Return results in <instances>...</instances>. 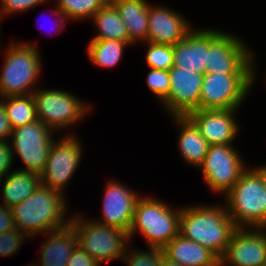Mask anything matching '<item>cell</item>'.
Masks as SVG:
<instances>
[{"label":"cell","mask_w":266,"mask_h":266,"mask_svg":"<svg viewBox=\"0 0 266 266\" xmlns=\"http://www.w3.org/2000/svg\"><path fill=\"white\" fill-rule=\"evenodd\" d=\"M170 92L161 104L166 115L187 116L200 109V90L204 82V74L172 66L169 69Z\"/></svg>","instance_id":"cell-14"},{"label":"cell","mask_w":266,"mask_h":266,"mask_svg":"<svg viewBox=\"0 0 266 266\" xmlns=\"http://www.w3.org/2000/svg\"><path fill=\"white\" fill-rule=\"evenodd\" d=\"M71 216L70 225L76 232L78 246L100 266L113 260H122L127 247L131 244L128 232L87 219L83 212L80 214V210Z\"/></svg>","instance_id":"cell-8"},{"label":"cell","mask_w":266,"mask_h":266,"mask_svg":"<svg viewBox=\"0 0 266 266\" xmlns=\"http://www.w3.org/2000/svg\"><path fill=\"white\" fill-rule=\"evenodd\" d=\"M209 28L196 26L173 45V66L205 74L208 63Z\"/></svg>","instance_id":"cell-18"},{"label":"cell","mask_w":266,"mask_h":266,"mask_svg":"<svg viewBox=\"0 0 266 266\" xmlns=\"http://www.w3.org/2000/svg\"><path fill=\"white\" fill-rule=\"evenodd\" d=\"M2 19H3V18H2V16H1V12H0V34H1V30H2V27H1V26H2V23H3ZM2 44H3V43H1V35H0V46H2Z\"/></svg>","instance_id":"cell-40"},{"label":"cell","mask_w":266,"mask_h":266,"mask_svg":"<svg viewBox=\"0 0 266 266\" xmlns=\"http://www.w3.org/2000/svg\"><path fill=\"white\" fill-rule=\"evenodd\" d=\"M40 184V174L14 168L0 180V203L10 209L28 198Z\"/></svg>","instance_id":"cell-23"},{"label":"cell","mask_w":266,"mask_h":266,"mask_svg":"<svg viewBox=\"0 0 266 266\" xmlns=\"http://www.w3.org/2000/svg\"><path fill=\"white\" fill-rule=\"evenodd\" d=\"M14 161L10 141H0V180L14 169Z\"/></svg>","instance_id":"cell-33"},{"label":"cell","mask_w":266,"mask_h":266,"mask_svg":"<svg viewBox=\"0 0 266 266\" xmlns=\"http://www.w3.org/2000/svg\"><path fill=\"white\" fill-rule=\"evenodd\" d=\"M29 237L19 229H11L0 234V257H11L20 250ZM19 249V250H18Z\"/></svg>","instance_id":"cell-31"},{"label":"cell","mask_w":266,"mask_h":266,"mask_svg":"<svg viewBox=\"0 0 266 266\" xmlns=\"http://www.w3.org/2000/svg\"><path fill=\"white\" fill-rule=\"evenodd\" d=\"M113 179L105 183L102 197L101 215L92 220L105 226L117 227L126 232L129 231L136 204L141 193L128 187L126 184Z\"/></svg>","instance_id":"cell-13"},{"label":"cell","mask_w":266,"mask_h":266,"mask_svg":"<svg viewBox=\"0 0 266 266\" xmlns=\"http://www.w3.org/2000/svg\"><path fill=\"white\" fill-rule=\"evenodd\" d=\"M234 32L209 28L206 72L228 75H256V53L245 38ZM248 43V44H247Z\"/></svg>","instance_id":"cell-7"},{"label":"cell","mask_w":266,"mask_h":266,"mask_svg":"<svg viewBox=\"0 0 266 266\" xmlns=\"http://www.w3.org/2000/svg\"><path fill=\"white\" fill-rule=\"evenodd\" d=\"M149 70L146 75V85L151 91L150 93L155 96L158 104H162L169 95L170 92V75L167 70L152 69Z\"/></svg>","instance_id":"cell-30"},{"label":"cell","mask_w":266,"mask_h":266,"mask_svg":"<svg viewBox=\"0 0 266 266\" xmlns=\"http://www.w3.org/2000/svg\"><path fill=\"white\" fill-rule=\"evenodd\" d=\"M26 266H34V263L31 261V263H28Z\"/></svg>","instance_id":"cell-41"},{"label":"cell","mask_w":266,"mask_h":266,"mask_svg":"<svg viewBox=\"0 0 266 266\" xmlns=\"http://www.w3.org/2000/svg\"><path fill=\"white\" fill-rule=\"evenodd\" d=\"M53 6L55 9L50 8V10H51V13H53L54 16H56L55 20L52 21V22H54V26H55V28L54 27L53 28L56 29V30H54V34H59L61 32H64V29H65L67 23L69 24L70 21L67 19L65 14L56 5H53ZM48 35H49V33H48Z\"/></svg>","instance_id":"cell-37"},{"label":"cell","mask_w":266,"mask_h":266,"mask_svg":"<svg viewBox=\"0 0 266 266\" xmlns=\"http://www.w3.org/2000/svg\"><path fill=\"white\" fill-rule=\"evenodd\" d=\"M66 266H100L85 250L77 246Z\"/></svg>","instance_id":"cell-34"},{"label":"cell","mask_w":266,"mask_h":266,"mask_svg":"<svg viewBox=\"0 0 266 266\" xmlns=\"http://www.w3.org/2000/svg\"><path fill=\"white\" fill-rule=\"evenodd\" d=\"M240 109H199L187 115L201 135L212 145H230L240 136L237 116ZM239 121V123H238ZM239 135V136H238Z\"/></svg>","instance_id":"cell-16"},{"label":"cell","mask_w":266,"mask_h":266,"mask_svg":"<svg viewBox=\"0 0 266 266\" xmlns=\"http://www.w3.org/2000/svg\"><path fill=\"white\" fill-rule=\"evenodd\" d=\"M245 161L233 144L212 145L198 169L209 191L224 197L249 167Z\"/></svg>","instance_id":"cell-11"},{"label":"cell","mask_w":266,"mask_h":266,"mask_svg":"<svg viewBox=\"0 0 266 266\" xmlns=\"http://www.w3.org/2000/svg\"><path fill=\"white\" fill-rule=\"evenodd\" d=\"M11 229H16L11 209L0 203V234Z\"/></svg>","instance_id":"cell-35"},{"label":"cell","mask_w":266,"mask_h":266,"mask_svg":"<svg viewBox=\"0 0 266 266\" xmlns=\"http://www.w3.org/2000/svg\"><path fill=\"white\" fill-rule=\"evenodd\" d=\"M185 17V18H184ZM186 16L166 4L149 5L146 42L173 46L195 27Z\"/></svg>","instance_id":"cell-17"},{"label":"cell","mask_w":266,"mask_h":266,"mask_svg":"<svg viewBox=\"0 0 266 266\" xmlns=\"http://www.w3.org/2000/svg\"><path fill=\"white\" fill-rule=\"evenodd\" d=\"M17 40L11 39L6 47L0 46L1 52L5 49L0 70V98L32 94L43 72L39 45Z\"/></svg>","instance_id":"cell-3"},{"label":"cell","mask_w":266,"mask_h":266,"mask_svg":"<svg viewBox=\"0 0 266 266\" xmlns=\"http://www.w3.org/2000/svg\"><path fill=\"white\" fill-rule=\"evenodd\" d=\"M179 132L177 135V148L181 160L196 169L203 163L210 144L201 135L198 128L187 116L169 117Z\"/></svg>","instance_id":"cell-20"},{"label":"cell","mask_w":266,"mask_h":266,"mask_svg":"<svg viewBox=\"0 0 266 266\" xmlns=\"http://www.w3.org/2000/svg\"><path fill=\"white\" fill-rule=\"evenodd\" d=\"M220 266H266V228H237Z\"/></svg>","instance_id":"cell-15"},{"label":"cell","mask_w":266,"mask_h":266,"mask_svg":"<svg viewBox=\"0 0 266 266\" xmlns=\"http://www.w3.org/2000/svg\"><path fill=\"white\" fill-rule=\"evenodd\" d=\"M118 11L121 19L127 27L129 43L146 42L148 39V0H109Z\"/></svg>","instance_id":"cell-22"},{"label":"cell","mask_w":266,"mask_h":266,"mask_svg":"<svg viewBox=\"0 0 266 266\" xmlns=\"http://www.w3.org/2000/svg\"><path fill=\"white\" fill-rule=\"evenodd\" d=\"M254 168L261 174L262 180L266 188V164H263L261 166L254 165Z\"/></svg>","instance_id":"cell-38"},{"label":"cell","mask_w":266,"mask_h":266,"mask_svg":"<svg viewBox=\"0 0 266 266\" xmlns=\"http://www.w3.org/2000/svg\"><path fill=\"white\" fill-rule=\"evenodd\" d=\"M162 251L168 259L183 266H220V259L213 252L181 234L173 238Z\"/></svg>","instance_id":"cell-21"},{"label":"cell","mask_w":266,"mask_h":266,"mask_svg":"<svg viewBox=\"0 0 266 266\" xmlns=\"http://www.w3.org/2000/svg\"><path fill=\"white\" fill-rule=\"evenodd\" d=\"M77 134L58 135L60 137L54 140L40 173L41 185L67 194L65 188L69 186V180L75 177L83 160V145Z\"/></svg>","instance_id":"cell-10"},{"label":"cell","mask_w":266,"mask_h":266,"mask_svg":"<svg viewBox=\"0 0 266 266\" xmlns=\"http://www.w3.org/2000/svg\"><path fill=\"white\" fill-rule=\"evenodd\" d=\"M162 259V249L150 247L147 250H142L139 247L136 249L131 243L121 261L126 266H162Z\"/></svg>","instance_id":"cell-29"},{"label":"cell","mask_w":266,"mask_h":266,"mask_svg":"<svg viewBox=\"0 0 266 266\" xmlns=\"http://www.w3.org/2000/svg\"><path fill=\"white\" fill-rule=\"evenodd\" d=\"M12 129L37 121L32 94L0 98Z\"/></svg>","instance_id":"cell-26"},{"label":"cell","mask_w":266,"mask_h":266,"mask_svg":"<svg viewBox=\"0 0 266 266\" xmlns=\"http://www.w3.org/2000/svg\"><path fill=\"white\" fill-rule=\"evenodd\" d=\"M66 198L65 193L40 184L28 198L10 208L16 228L36 239L39 234L68 226L72 216Z\"/></svg>","instance_id":"cell-2"},{"label":"cell","mask_w":266,"mask_h":266,"mask_svg":"<svg viewBox=\"0 0 266 266\" xmlns=\"http://www.w3.org/2000/svg\"><path fill=\"white\" fill-rule=\"evenodd\" d=\"M48 1L50 2V0H0L1 16L4 18L11 14L25 13L48 3Z\"/></svg>","instance_id":"cell-32"},{"label":"cell","mask_w":266,"mask_h":266,"mask_svg":"<svg viewBox=\"0 0 266 266\" xmlns=\"http://www.w3.org/2000/svg\"><path fill=\"white\" fill-rule=\"evenodd\" d=\"M256 75L204 74L200 90V109H240L251 94L258 80Z\"/></svg>","instance_id":"cell-9"},{"label":"cell","mask_w":266,"mask_h":266,"mask_svg":"<svg viewBox=\"0 0 266 266\" xmlns=\"http://www.w3.org/2000/svg\"><path fill=\"white\" fill-rule=\"evenodd\" d=\"M54 1V2H53ZM68 20L90 21L95 12L101 9L109 0H53ZM89 19V20H88Z\"/></svg>","instance_id":"cell-27"},{"label":"cell","mask_w":266,"mask_h":266,"mask_svg":"<svg viewBox=\"0 0 266 266\" xmlns=\"http://www.w3.org/2000/svg\"><path fill=\"white\" fill-rule=\"evenodd\" d=\"M133 47L131 43L120 40L104 39L90 40L86 46V54L90 63L103 69L116 68L124 57L127 47Z\"/></svg>","instance_id":"cell-25"},{"label":"cell","mask_w":266,"mask_h":266,"mask_svg":"<svg viewBox=\"0 0 266 266\" xmlns=\"http://www.w3.org/2000/svg\"><path fill=\"white\" fill-rule=\"evenodd\" d=\"M45 240L39 246L37 261L34 266H66L67 261L78 246V238L75 230L69 224L63 228L46 232Z\"/></svg>","instance_id":"cell-19"},{"label":"cell","mask_w":266,"mask_h":266,"mask_svg":"<svg viewBox=\"0 0 266 266\" xmlns=\"http://www.w3.org/2000/svg\"><path fill=\"white\" fill-rule=\"evenodd\" d=\"M38 88L32 93L37 118L58 134L63 131V134H74L69 130H74L76 124L83 122L94 109L92 103H87L68 90Z\"/></svg>","instance_id":"cell-6"},{"label":"cell","mask_w":266,"mask_h":266,"mask_svg":"<svg viewBox=\"0 0 266 266\" xmlns=\"http://www.w3.org/2000/svg\"><path fill=\"white\" fill-rule=\"evenodd\" d=\"M216 203L181 205L179 234L209 249L220 259L237 227L226 204Z\"/></svg>","instance_id":"cell-1"},{"label":"cell","mask_w":266,"mask_h":266,"mask_svg":"<svg viewBox=\"0 0 266 266\" xmlns=\"http://www.w3.org/2000/svg\"><path fill=\"white\" fill-rule=\"evenodd\" d=\"M162 266H183L180 265L179 263L172 261L168 259L164 254H163V259H162Z\"/></svg>","instance_id":"cell-39"},{"label":"cell","mask_w":266,"mask_h":266,"mask_svg":"<svg viewBox=\"0 0 266 266\" xmlns=\"http://www.w3.org/2000/svg\"><path fill=\"white\" fill-rule=\"evenodd\" d=\"M142 45L147 48L144 58L146 68L169 71L173 66V46L151 42H142Z\"/></svg>","instance_id":"cell-28"},{"label":"cell","mask_w":266,"mask_h":266,"mask_svg":"<svg viewBox=\"0 0 266 266\" xmlns=\"http://www.w3.org/2000/svg\"><path fill=\"white\" fill-rule=\"evenodd\" d=\"M166 202L152 194L141 195L128 231L130 242L138 232L147 247L163 249L179 234L181 206L174 208Z\"/></svg>","instance_id":"cell-4"},{"label":"cell","mask_w":266,"mask_h":266,"mask_svg":"<svg viewBox=\"0 0 266 266\" xmlns=\"http://www.w3.org/2000/svg\"><path fill=\"white\" fill-rule=\"evenodd\" d=\"M91 21L97 32L90 40L113 39L129 43L127 27L110 1L95 12Z\"/></svg>","instance_id":"cell-24"},{"label":"cell","mask_w":266,"mask_h":266,"mask_svg":"<svg viewBox=\"0 0 266 266\" xmlns=\"http://www.w3.org/2000/svg\"><path fill=\"white\" fill-rule=\"evenodd\" d=\"M222 198L237 228H266V188L254 167L249 166Z\"/></svg>","instance_id":"cell-5"},{"label":"cell","mask_w":266,"mask_h":266,"mask_svg":"<svg viewBox=\"0 0 266 266\" xmlns=\"http://www.w3.org/2000/svg\"><path fill=\"white\" fill-rule=\"evenodd\" d=\"M12 130L5 109L0 102V141L9 140Z\"/></svg>","instance_id":"cell-36"},{"label":"cell","mask_w":266,"mask_h":266,"mask_svg":"<svg viewBox=\"0 0 266 266\" xmlns=\"http://www.w3.org/2000/svg\"><path fill=\"white\" fill-rule=\"evenodd\" d=\"M55 131L45 123L37 120L12 130L10 144L13 156L20 157L23 168L19 170L40 174L48 159V153L54 140Z\"/></svg>","instance_id":"cell-12"}]
</instances>
